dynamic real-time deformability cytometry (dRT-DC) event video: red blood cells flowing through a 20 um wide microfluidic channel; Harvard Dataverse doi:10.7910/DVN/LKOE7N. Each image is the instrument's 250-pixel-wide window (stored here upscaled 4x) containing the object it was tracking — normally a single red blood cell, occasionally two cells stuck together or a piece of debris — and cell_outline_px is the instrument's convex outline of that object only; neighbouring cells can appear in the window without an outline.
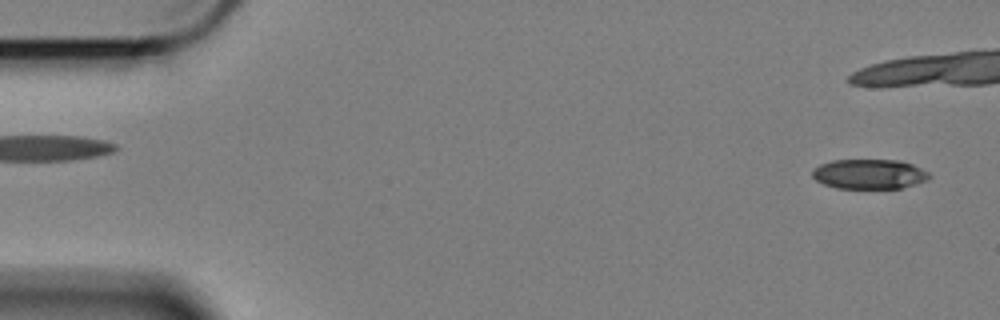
{"species": "Egyptian fruit bat (a non-hibernating species)", "species_latin": "Rousettus aegyptiacus", "temperature_condition": "cold", "stored_images_in_passage": 46, "camera_frame_rate_fps": 3000, "um_per_image_px": 0.085, "animal": {"sex": "female"}, "frame": {"image": 1, "passage_image": 2, "time_ms": 0.333, "image_size_px": [1000, 320], "cell_outline_px": [[932, 176], [928, 180], [900, 188], [836, 188], [824, 184], [816, 180], [812, 176], [812, 168], [820, 164], [832, 160], [900, 160], [912, 164], [928, 172]], "centroid_in_image_um": [73.87, 14.79], "position_along_channel_um": 11.1, "area_um2": 20.35}}
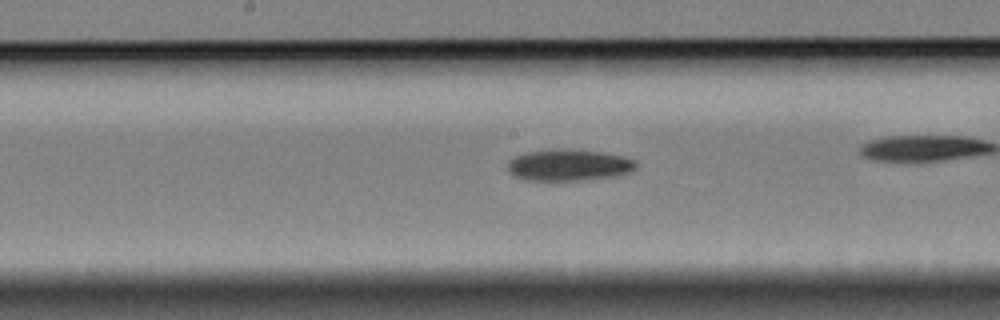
{"frame": {"image": 2, "passage_image": 29, "time_ms": 9.333, "image_size_px": [1000, 320], "cell_outline_px": [[636, 168], [632, 172], [616, 176], [584, 180], [524, 180], [508, 172], [508, 160], [516, 156], [528, 152], [552, 148], [572, 148], [600, 152], [624, 156], [636, 160]], "centroid_in_image_um": [48.37, 14.02], "position_along_channel_um": 199.8, "area_um2": 23.93}}
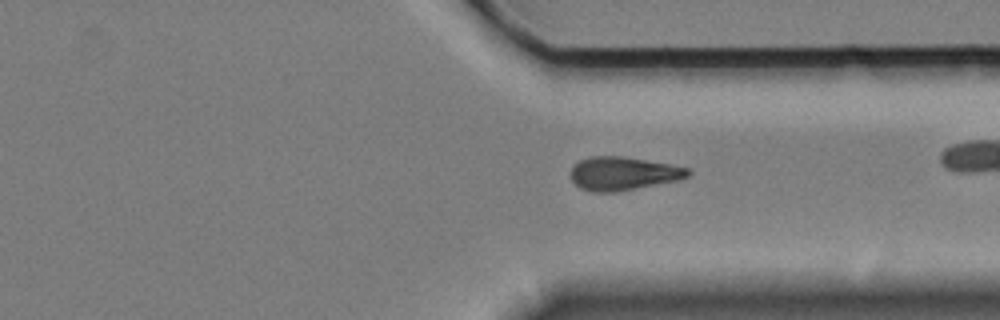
{"frame": {"image": 3, "passage_image": 43, "time_ms": 14.0, "image_size_px": [1000, 320], "cell_outline_px": [[692, 172], [688, 176], [676, 180], [616, 192], [592, 192], [580, 188], [572, 180], [572, 168], [580, 160], [592, 156], [620, 156], [668, 164], [688, 168]], "centroid_in_image_um": [52.95, 14.75], "position_along_channel_um": 358.5, "area_um2": 22.37}}